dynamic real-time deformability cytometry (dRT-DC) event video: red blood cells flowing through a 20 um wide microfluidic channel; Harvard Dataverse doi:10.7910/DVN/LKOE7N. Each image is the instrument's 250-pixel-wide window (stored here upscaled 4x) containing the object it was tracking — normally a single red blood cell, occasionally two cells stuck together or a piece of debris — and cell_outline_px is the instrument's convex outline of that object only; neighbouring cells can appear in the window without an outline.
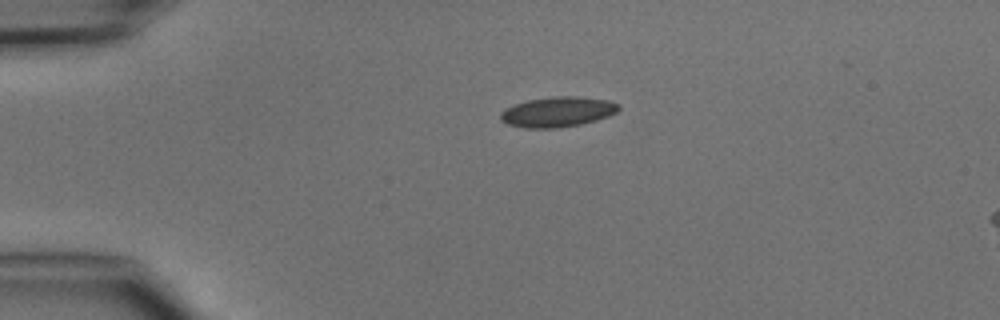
{"species": "common noctule bat (a hibernating species)", "species_latin": "Nyctalus noctula", "temperature_condition": "cold", "stored_images_in_passage": 3, "camera_frame_rate_fps": 3000, "um_per_image_px": 0.085, "animal": {"sex": "male", "body_mass_g": 15.6}, "frame": {"image": 1, "passage_image": 1, "time_ms": 0.0, "image_size_px": [1000, 320], "cell_outline_px": [[620, 108], [616, 112], [608, 116], [596, 120], [580, 124], [556, 128], [524, 128], [508, 124], [500, 120], [500, 112], [512, 104], [528, 100], [556, 96], [576, 96], [608, 100], [620, 104]], "centroid_in_image_um": [47.38, 9.5], "position_along_channel_um": 37.6, "area_um2": 20.81}}